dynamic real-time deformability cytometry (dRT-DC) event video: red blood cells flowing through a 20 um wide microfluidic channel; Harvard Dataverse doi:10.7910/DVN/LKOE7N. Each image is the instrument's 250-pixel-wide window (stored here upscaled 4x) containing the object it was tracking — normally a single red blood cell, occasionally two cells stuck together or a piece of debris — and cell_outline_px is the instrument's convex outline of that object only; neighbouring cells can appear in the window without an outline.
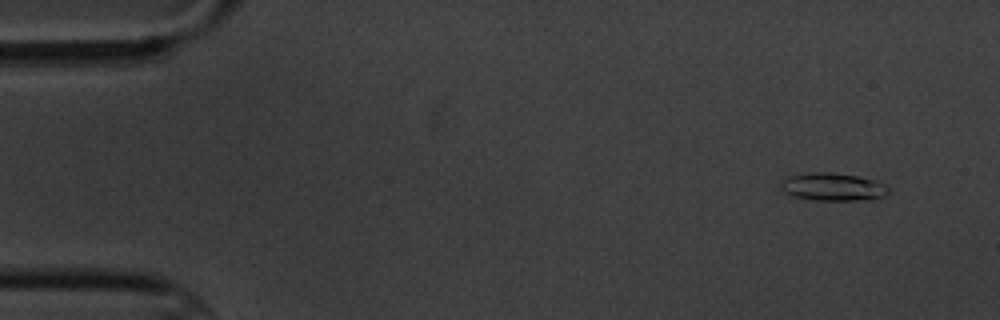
{"species": "common noctule bat (a hibernating species)", "species_latin": "Nyctalus noctula", "temperature_condition": "cold", "stored_images_in_passage": 6, "camera_frame_rate_fps": 3000, "um_per_image_px": 0.085, "animal": {"sex": "male", "body_mass_g": 20.1, "forearm_length_mm": 53.5}, "frame": {"image": 1, "passage_image": 2, "time_ms": 1.0, "image_size_px": [1000, 320], "cell_outline_px": [[892, 188], [884, 196], [872, 200], [816, 200], [796, 196], [784, 192], [780, 188], [780, 184], [788, 176], [812, 172], [828, 172], [856, 176], [876, 180]], "centroid_in_image_um": [70.85, 15.89], "position_along_channel_um": 14.2, "area_um2": 17.46}}